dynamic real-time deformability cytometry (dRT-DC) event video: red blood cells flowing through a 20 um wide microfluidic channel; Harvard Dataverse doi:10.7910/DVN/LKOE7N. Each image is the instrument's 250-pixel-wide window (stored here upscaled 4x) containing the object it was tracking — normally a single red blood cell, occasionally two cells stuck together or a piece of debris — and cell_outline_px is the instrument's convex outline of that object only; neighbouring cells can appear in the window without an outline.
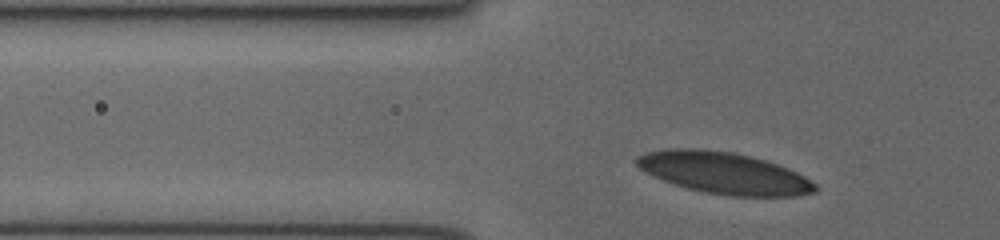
{"species": "human", "species_latin": "Homo sapiens", "temperature_condition": "cold", "stored_images_in_passage": 28, "camera_frame_rate_fps": 3000, "um_per_image_px": 0.085, "donor": {"sex": "female"}, "frame": {"image": 1, "passage_image": 3, "time_ms": 0.667, "image_size_px": [1000, 240], "cell_outline_px": [[820, 188], [816, 192], [800, 196], [728, 196], [704, 192], [688, 188], [664, 180], [644, 172], [636, 164], [636, 156], [644, 152], [668, 148], [704, 148], [732, 152], [764, 160], [788, 168], [804, 176], [816, 184]], "centroid_in_image_um": [61.54, 14.7], "position_along_channel_um": 64.3, "area_um2": 43.41}}
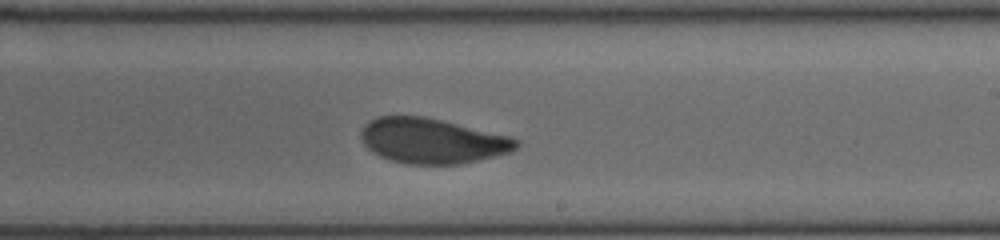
{"frame": {"image": 2, "passage_image": 17, "time_ms": 5.333, "image_size_px": [1000, 240], "cell_outline_px": [[520, 144], [512, 152], [496, 156], [460, 164], [404, 164], [380, 156], [372, 152], [364, 144], [360, 136], [360, 132], [368, 120], [376, 116], [424, 116], [512, 136], [520, 140]], "centroid_in_image_um": [36.75, 11.97], "position_along_channel_um": 252.2, "area_um2": 41.15}}
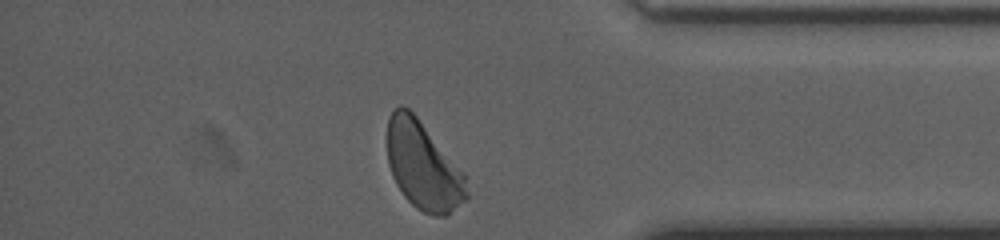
{"frame": {"image": 3, "passage_image": 28, "time_ms": 9.0, "image_size_px": [1000, 240], "cell_outline_px": [[468, 196], [448, 216], [436, 216], [424, 212], [416, 208], [404, 196], [396, 184], [392, 176], [388, 164], [388, 116], [400, 104], [408, 108], [416, 116], [468, 176]], "centroid_in_image_um": [36.0, 14.12], "position_along_channel_um": 399.2, "area_um2": 40.81}}